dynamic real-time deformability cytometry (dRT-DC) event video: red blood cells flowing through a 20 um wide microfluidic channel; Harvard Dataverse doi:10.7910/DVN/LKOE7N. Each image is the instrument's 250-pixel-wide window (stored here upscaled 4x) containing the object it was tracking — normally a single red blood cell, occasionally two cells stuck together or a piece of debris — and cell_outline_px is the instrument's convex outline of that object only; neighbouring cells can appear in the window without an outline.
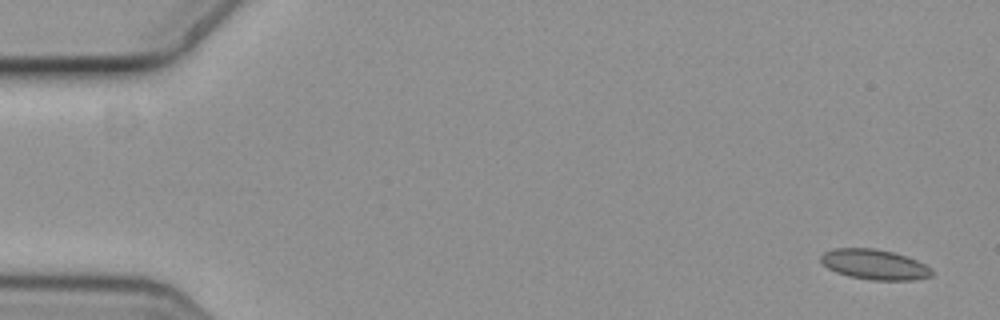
{"species": "common noctule bat (a hibernating species)", "species_latin": "Nyctalus noctula", "temperature_condition": "cold", "stored_images_in_passage": 5, "camera_frame_rate_fps": 3000, "um_per_image_px": 0.085, "animal": {"sex": "female", "body_mass_g": 19.3, "forearm_length_mm": 54.1}, "frame": {"image": 1, "passage_image": 1, "time_ms": 0.0, "image_size_px": [1000, 320], "cell_outline_px": [[932, 276], [912, 280], [872, 280], [848, 276], [836, 272], [828, 268], [820, 260], [820, 256], [824, 252], [832, 248], [876, 248], [908, 256], [932, 268]], "centroid_in_image_um": [74.33, 22.47], "position_along_channel_um": 10.7, "area_um2": 19.59}}
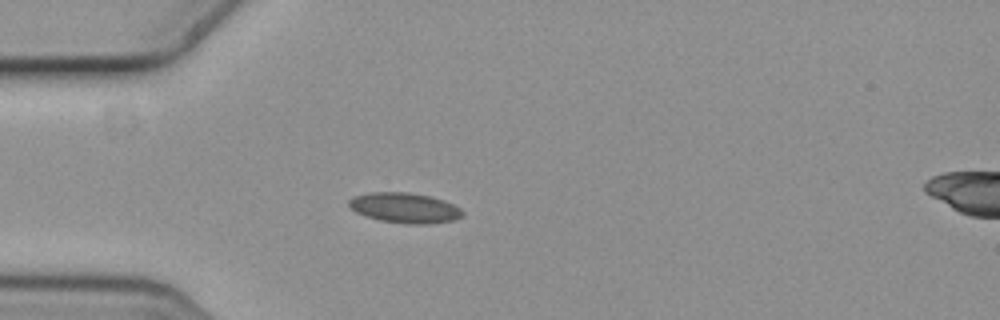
{"frame": {"image": 2, "passage_image": 5, "time_ms": 1.333, "image_size_px": [1000, 320], "cell_outline_px": [[464, 216], [452, 220], [432, 224], [404, 224], [380, 220], [356, 212], [348, 208], [348, 200], [352, 196], [372, 192], [408, 192], [432, 196], [444, 200], [460, 208], [464, 212]], "centroid_in_image_um": [34.4, 17.66], "position_along_channel_um": 50.6, "area_um2": 20.23}}